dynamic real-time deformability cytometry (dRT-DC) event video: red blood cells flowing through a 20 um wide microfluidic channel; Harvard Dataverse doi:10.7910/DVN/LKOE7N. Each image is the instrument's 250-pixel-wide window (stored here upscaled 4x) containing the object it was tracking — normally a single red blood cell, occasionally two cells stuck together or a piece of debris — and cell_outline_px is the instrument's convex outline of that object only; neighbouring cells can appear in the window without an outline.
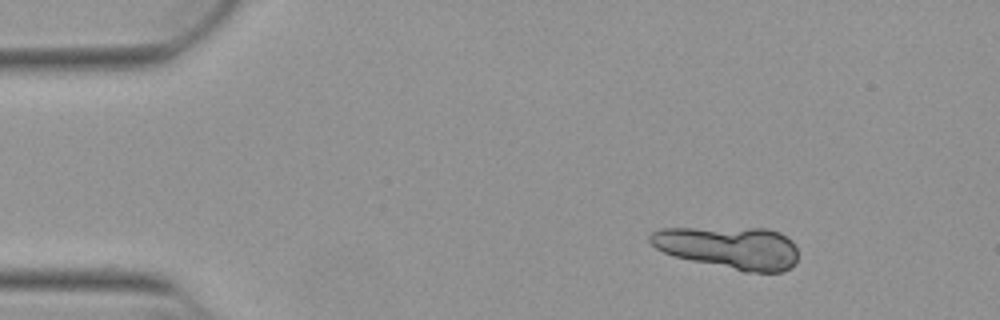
{"species": "Egyptian fruit bat (a non-hibernating species)", "species_latin": "Rousettus aegyptiacus", "temperature_condition": "warm", "stored_images_in_passage": 34, "camera_frame_rate_fps": 3000, "um_per_image_px": 0.085, "animal": {"sex": "female"}, "frame": {"image": 1, "passage_image": 1, "time_ms": 0.0, "image_size_px": [1000, 320], "cell_outline_px": [[796, 260], [784, 272], [744, 272], [692, 260], [676, 256], [664, 252], [656, 248], [648, 240], [648, 236], [652, 232], [660, 228], [768, 228], [780, 232], [792, 240], [796, 248]], "centroid_in_image_um": [61.98, 21.03], "position_along_channel_um": 23.0, "area_um2": 36.59}}